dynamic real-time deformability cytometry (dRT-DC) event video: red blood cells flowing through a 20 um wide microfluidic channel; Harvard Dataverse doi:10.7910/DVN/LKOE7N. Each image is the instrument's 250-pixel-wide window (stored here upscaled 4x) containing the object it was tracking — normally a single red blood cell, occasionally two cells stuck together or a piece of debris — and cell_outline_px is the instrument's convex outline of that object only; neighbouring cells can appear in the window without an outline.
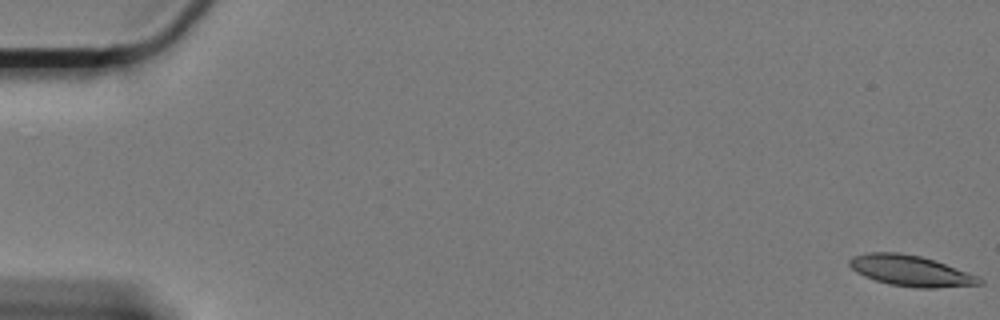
{"species": "Egyptian fruit bat (a non-hibernating species)", "species_latin": "Rousettus aegyptiacus", "temperature_condition": "cold", "stored_images_in_passage": 62, "camera_frame_rate_fps": 3000, "um_per_image_px": 0.085, "animal": {"sex": "female"}, "frame": {"image": 1, "passage_image": 1, "time_ms": 0.0, "image_size_px": [1000, 320], "cell_outline_px": [[984, 284], [936, 288], [916, 288], [888, 284], [864, 276], [856, 272], [848, 264], [848, 260], [852, 256], [868, 252], [900, 252], [920, 256], [936, 260], [976, 276], [984, 280]], "centroid_in_image_um": [77.39, 23.01], "position_along_channel_um": 7.6, "area_um2": 23.41}}
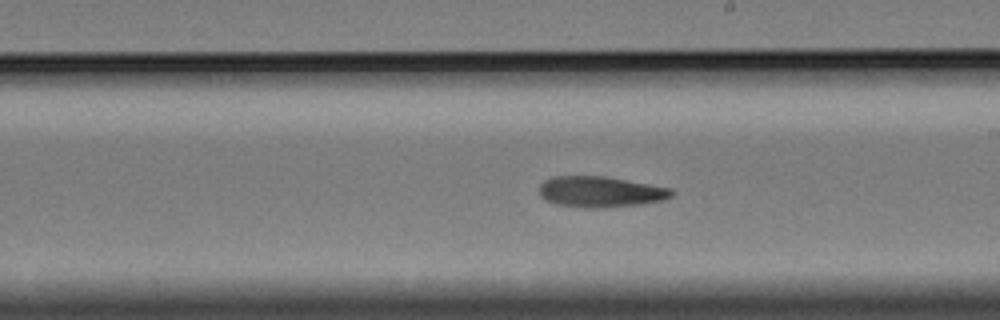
{"frame": {"image": 2, "passage_image": 36, "time_ms": 11.667, "image_size_px": [1000, 320], "cell_outline_px": [[676, 192], [672, 196], [664, 200], [640, 204], [604, 208], [584, 208], [556, 204], [540, 196], [540, 184], [544, 180], [552, 176], [604, 176], [672, 188]], "centroid_in_image_um": [51.06, 16.3], "position_along_channel_um": 237.9, "area_um2": 23.93}}
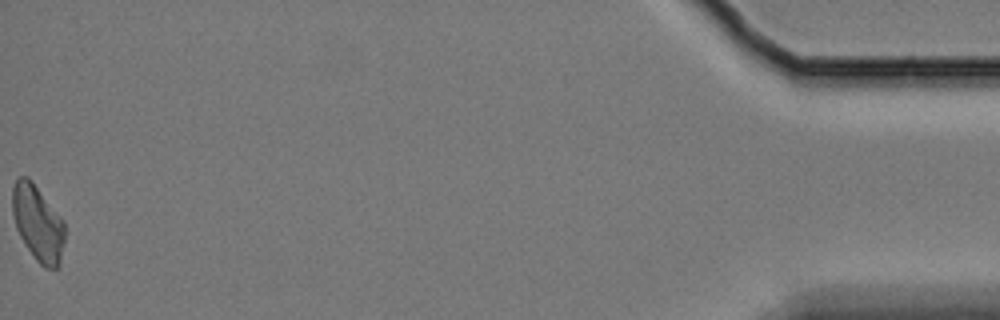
{"frame": {"image": 3, "passage_image": 62, "time_ms": 20.333, "image_size_px": [1000, 320], "cell_outline_px": [[64, 240], [60, 264], [56, 268], [44, 268], [36, 260], [20, 236], [16, 228], [12, 212], [12, 188], [16, 180], [20, 176], [28, 176], [32, 180], [64, 220]], "centroid_in_image_um": [3.21, 18.94], "position_along_channel_um": 432.0, "area_um2": 23.18}, "authors_computed_cell_mechanics": {"area_um2": 23.6691, "velocity_mm_per_s": 3.2841, "shape_relaxation_time_tau1_ms": 10.783, "shape_relaxation_time_tau2_ms": null, "deformation_change_tau1": 0.1712, "deformation_change_tau2": null}}